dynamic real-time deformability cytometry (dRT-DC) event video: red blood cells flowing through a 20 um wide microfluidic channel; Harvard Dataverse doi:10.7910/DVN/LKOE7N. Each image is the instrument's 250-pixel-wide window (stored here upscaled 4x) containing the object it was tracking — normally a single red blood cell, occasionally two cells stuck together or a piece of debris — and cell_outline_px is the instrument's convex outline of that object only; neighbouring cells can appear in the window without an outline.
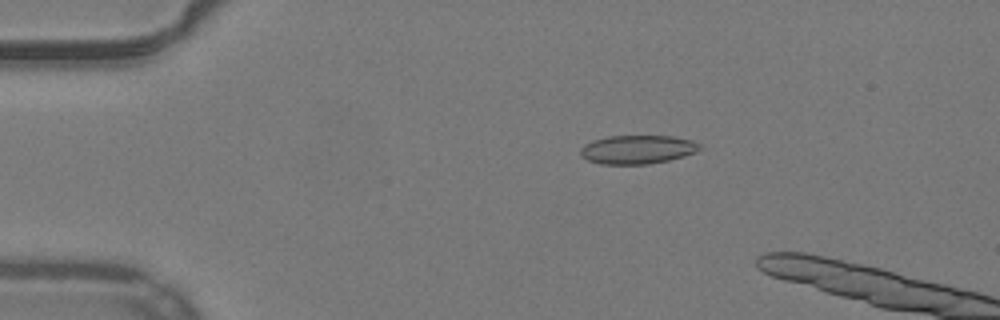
{"species": "common noctule bat (a hibernating species)", "species_latin": "Nyctalus noctula", "temperature_condition": "warm", "stored_images_in_passage": 15, "camera_frame_rate_fps": 3000, "um_per_image_px": 0.085, "animal": {"sex": "male", "body_mass_g": 19.2, "forearm_length_mm": 51.8}, "frame": {"image": 1, "passage_image": 11, "time_ms": 3.333, "image_size_px": [1000, 320], "cell_outline_px": [[704, 148], [696, 152], [684, 156], [668, 160], [648, 164], [600, 164], [588, 160], [580, 156], [580, 148], [584, 144], [592, 140], [608, 136], [672, 136], [692, 140], [700, 144]], "centroid_in_image_um": [54.18, 12.7], "position_along_channel_um": 30.8, "area_um2": 20.11}}